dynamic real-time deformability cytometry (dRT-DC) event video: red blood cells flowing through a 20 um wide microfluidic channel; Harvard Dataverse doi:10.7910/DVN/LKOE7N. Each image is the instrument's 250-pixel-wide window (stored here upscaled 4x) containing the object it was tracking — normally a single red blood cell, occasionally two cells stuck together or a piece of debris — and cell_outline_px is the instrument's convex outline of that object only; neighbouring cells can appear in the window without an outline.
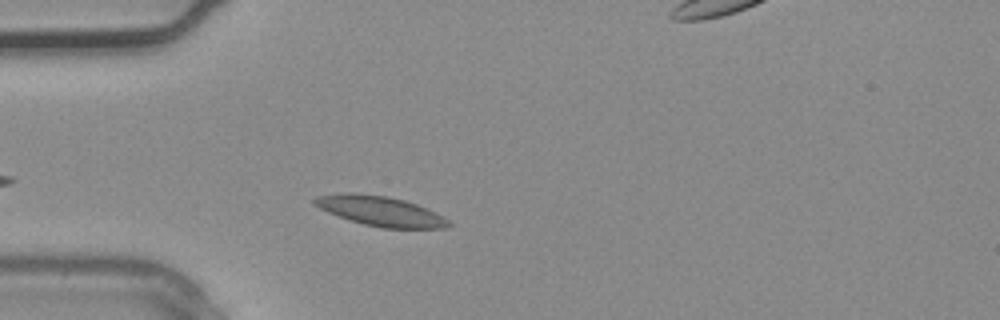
{"species": "common noctule bat (a hibernating species)", "species_latin": "Nyctalus noctula", "temperature_condition": "warm", "stored_images_in_passage": 3, "camera_frame_rate_fps": 3000, "um_per_image_px": 0.085, "animal": {"sex": "male", "body_mass_g": 20.4}, "frame": {"image": 1, "passage_image": 3, "time_ms": 0.667, "image_size_px": [1000, 320], "cell_outline_px": [[452, 224], [444, 228], [380, 228], [364, 224], [328, 212], [312, 204], [312, 200], [316, 196], [348, 192], [352, 192], [388, 196], [404, 200], [416, 204], [444, 216]], "centroid_in_image_um": [32.33, 17.93], "position_along_channel_um": 52.7, "area_um2": 23.18}}